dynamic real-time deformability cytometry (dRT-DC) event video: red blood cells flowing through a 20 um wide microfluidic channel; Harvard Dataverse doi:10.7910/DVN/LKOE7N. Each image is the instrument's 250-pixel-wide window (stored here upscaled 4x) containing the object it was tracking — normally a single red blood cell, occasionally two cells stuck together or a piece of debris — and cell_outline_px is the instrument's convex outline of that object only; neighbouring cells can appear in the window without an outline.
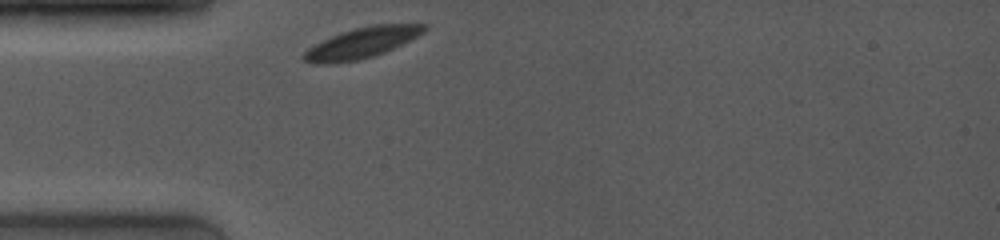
{"species": "common noctule bat (a hibernating species)", "species_latin": "Nyctalus noctula", "temperature_condition": "room temperature", "stored_images_in_passage": 38, "camera_frame_rate_fps": 4000, "um_per_image_px": 0.085, "animal": {"sex": "female", "body_mass_g": 19.0, "forearm_length_mm": 53.3}, "frame": {"image": 1, "passage_image": 1, "time_ms": 0.0, "image_size_px": [1000, 240], "cell_outline_px": [[428, 28], [424, 32], [384, 52], [372, 56], [356, 60], [324, 64], [316, 64], [304, 60], [300, 56], [308, 48], [340, 32], [356, 28], [376, 24], [428, 24]], "centroid_in_image_um": [30.73, 3.63], "position_along_channel_um": 54.3, "area_um2": 20.98}}
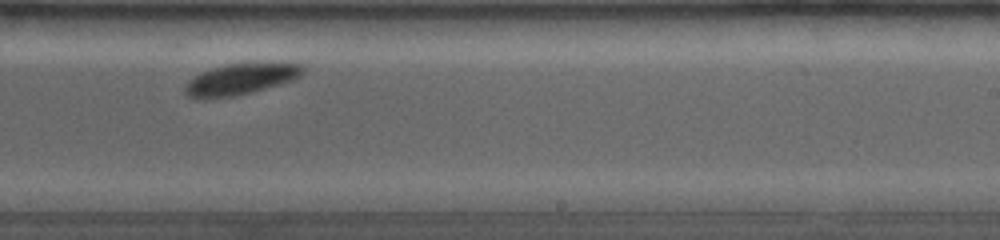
{"frame": {"image": 2, "passage_image": 24, "time_ms": 5.75, "image_size_px": [1000, 240], "cell_outline_px": [[304, 72], [300, 76], [292, 80], [236, 96], [204, 100], [196, 100], [188, 96], [184, 92], [184, 88], [188, 80], [212, 68], [228, 64], [304, 64]], "centroid_in_image_um": [20.37, 6.77], "position_along_channel_um": 268.6, "area_um2": 21.04}}
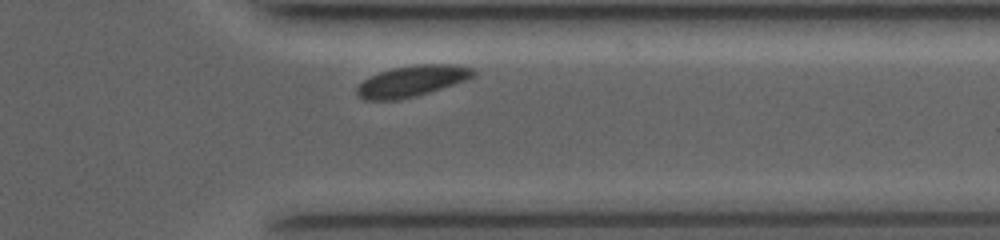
{"frame": {"image": 3, "passage_image": 35, "time_ms": 8.5, "image_size_px": [1000, 240], "cell_outline_px": [[476, 76], [416, 96], [396, 100], [364, 100], [356, 96], [356, 88], [364, 80], [380, 72], [392, 68], [416, 64], [456, 64], [472, 68], [476, 72]], "centroid_in_image_um": [34.99, 6.89], "position_along_channel_um": 376.4, "area_um2": 20.92}}